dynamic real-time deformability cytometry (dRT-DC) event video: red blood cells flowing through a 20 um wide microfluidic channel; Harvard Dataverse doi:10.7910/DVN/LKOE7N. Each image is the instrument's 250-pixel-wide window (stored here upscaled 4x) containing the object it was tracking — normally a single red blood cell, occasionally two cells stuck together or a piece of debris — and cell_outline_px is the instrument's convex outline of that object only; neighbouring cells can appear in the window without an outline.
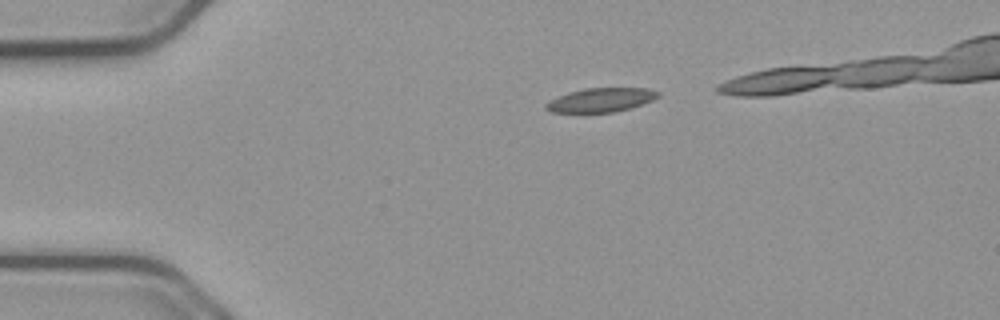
{"species": "common noctule bat (a hibernating species)", "species_latin": "Nyctalus noctula", "temperature_condition": "cold", "stored_images_in_passage": 37, "camera_frame_rate_fps": 3000, "um_per_image_px": 0.085, "animal": {"sex": "male", "body_mass_g": 23.1, "forearm_length_mm": 52.7}, "frame": {"image": 1, "passage_image": 1, "time_ms": 0.0, "image_size_px": [1000, 320], "cell_outline_px": [[660, 96], [652, 100], [616, 112], [552, 112], [544, 108], [544, 104], [560, 96], [584, 88], [648, 88], [660, 92]], "centroid_in_image_um": [51.1, 8.49], "position_along_channel_um": 33.9, "area_um2": 15.37}}
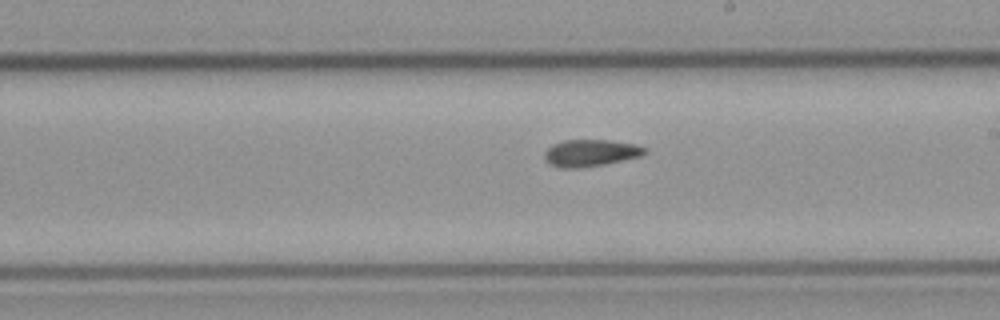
{"frame": {"image": 2, "passage_image": 21, "time_ms": 6.667, "image_size_px": [1000, 320], "cell_outline_px": [[648, 152], [640, 156], [604, 164], [576, 168], [560, 168], [544, 160], [544, 152], [552, 144], [564, 140], [608, 140], [636, 144], [644, 148]], "centroid_in_image_um": [50.17, 12.99], "position_along_channel_um": 238.8, "area_um2": 15.61}}
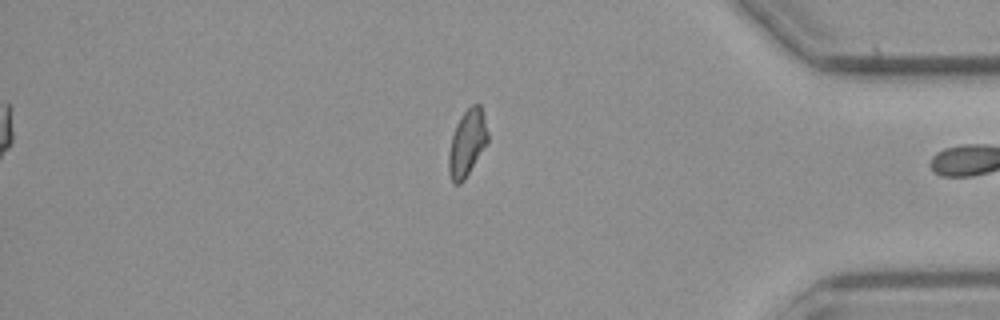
{"frame": {"image": 3, "passage_image": 36, "time_ms": 11.667, "image_size_px": [1000, 320], "cell_outline_px": [[488, 140], [464, 180], [460, 184], [452, 184], [448, 172], [448, 152], [452, 136], [456, 124], [460, 116], [472, 104], [480, 104], [484, 116], [488, 132]], "centroid_in_image_um": [39.68, 12.16], "position_along_channel_um": 395.5, "area_um2": 15.09}}